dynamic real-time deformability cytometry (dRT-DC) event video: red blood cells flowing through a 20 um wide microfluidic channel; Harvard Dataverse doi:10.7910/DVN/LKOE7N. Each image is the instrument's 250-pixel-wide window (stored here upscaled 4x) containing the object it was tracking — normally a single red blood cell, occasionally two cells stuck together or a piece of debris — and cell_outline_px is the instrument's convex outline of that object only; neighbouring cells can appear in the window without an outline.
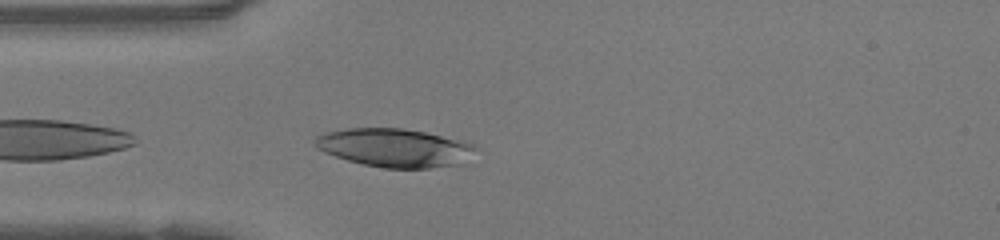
{"species": "human", "species_latin": "Homo sapiens", "temperature_condition": "warm", "stored_images_in_passage": 37, "camera_frame_rate_fps": 3000, "um_per_image_px": 0.085, "donor": {"sex": "female"}, "frame": {"image": 1, "passage_image": 2, "time_ms": 0.333, "image_size_px": [1000, 240], "cell_outline_px": [[480, 148], [460, 164], [428, 168], [384, 168], [364, 164], [348, 160], [324, 152], [316, 148], [312, 144], [312, 140], [316, 136], [324, 132], [348, 128], [404, 128], [424, 132], [472, 144]], "centroid_in_image_um": [33.48, 12.55], "position_along_channel_um": 51.5, "area_um2": 35.84}}
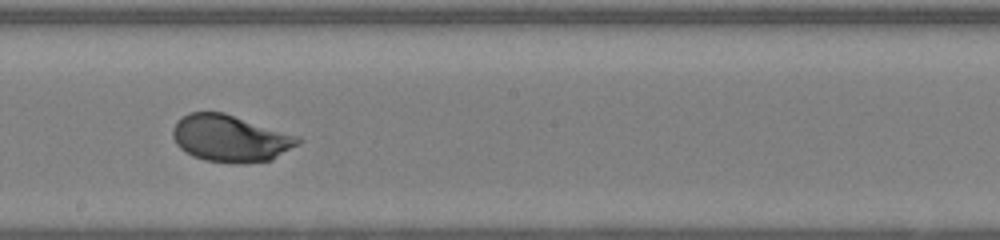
{"frame": {"image": 2, "passage_image": 15, "time_ms": 4.667, "image_size_px": [1000, 240], "cell_outline_px": [[304, 140], [300, 144], [272, 160], [240, 164], [236, 164], [204, 160], [192, 156], [180, 148], [176, 144], [172, 136], [172, 128], [176, 120], [188, 112], [224, 112], [300, 136]], "centroid_in_image_um": [19.59, 11.76], "position_along_channel_um": 228.6, "area_um2": 34.8}}
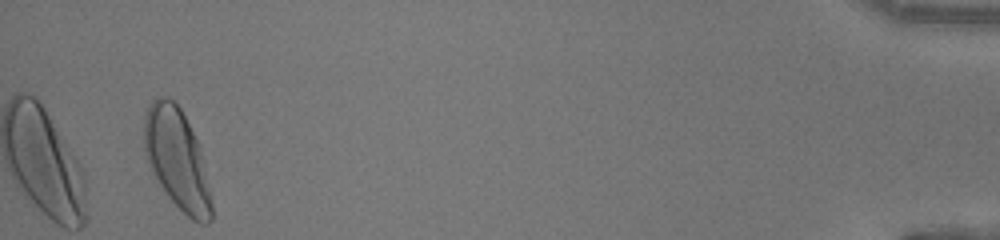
{"frame": {"image": 3, "passage_image": 35, "time_ms": 11.333, "image_size_px": [1000, 240], "cell_outline_px": [[212, 220], [208, 224], [200, 224], [192, 220], [168, 196], [152, 172], [144, 152], [144, 116], [148, 104], [152, 100], [160, 96], [164, 96], [172, 100], [180, 108], [200, 144], [212, 204]], "centroid_in_image_um": [15.05, 13.51], "position_along_channel_um": 420.2, "area_um2": 39.36}, "authors_computed_cell_mechanics": {"area_um2": 33.9864, "velocity_mm_per_s": 4.2006, "shape_relaxation_time_tau1_ms": 2.4994, "shape_relaxation_time_tau2_ms": null, "deformation_change_tau1": 0.1799, "deformation_change_tau2": null}}